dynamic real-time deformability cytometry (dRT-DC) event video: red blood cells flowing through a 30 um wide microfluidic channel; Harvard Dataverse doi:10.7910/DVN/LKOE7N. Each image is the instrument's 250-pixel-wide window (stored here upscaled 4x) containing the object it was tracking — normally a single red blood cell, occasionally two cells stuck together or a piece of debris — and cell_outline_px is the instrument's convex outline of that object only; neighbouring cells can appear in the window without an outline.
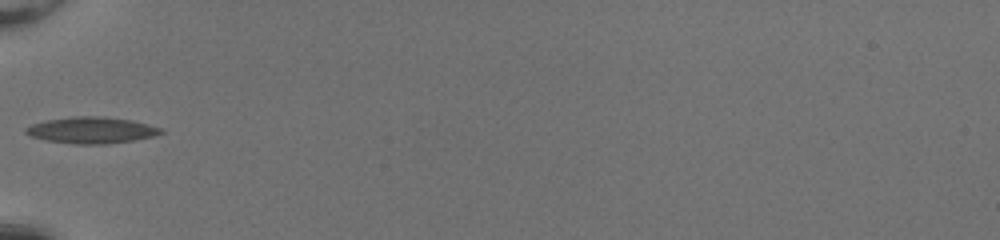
{"species": "common noctule bat (a hibernating species)", "species_latin": "Nyctalus noctula", "temperature_condition": "room temperature", "stored_images_in_passage": 30, "camera_frame_rate_fps": 3000, "um_per_image_px": 0.085, "animal": {"sex": "female", "body_mass_g": 20.0, "forearm_length_mm": 54.0}, "frame": {"image": 1, "passage_image": 1, "time_ms": 0.0, "image_size_px": [1000, 240], "cell_outline_px": [[164, 132], [156, 136], [132, 140], [104, 144], [76, 144], [48, 140], [32, 136], [24, 132], [24, 128], [32, 124], [48, 120], [72, 116], [100, 116], [132, 120], [148, 124], [160, 128]], "centroid_in_image_um": [7.79, 11.06], "position_along_channel_um": 77.2, "area_um2": 20.58}}
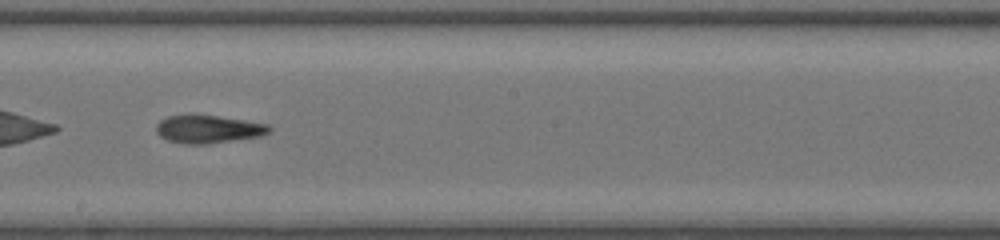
{"frame": {"image": 2, "passage_image": 12, "time_ms": 3.667, "image_size_px": [1000, 240], "cell_outline_px": [[272, 128], [268, 132], [260, 136], [208, 144], [184, 144], [168, 140], [160, 136], [156, 132], [156, 124], [160, 120], [168, 116], [188, 112], [196, 112], [268, 124]], "centroid_in_image_um": [17.64, 10.93], "position_along_channel_um": 230.6, "area_um2": 19.02}}
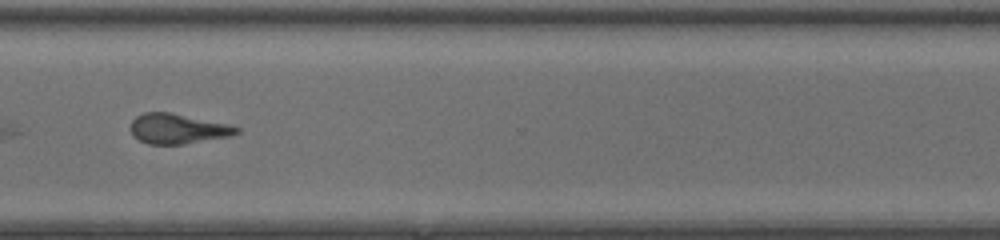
{"frame": {"image": 3, "passage_image": 21, "time_ms": 6.667, "image_size_px": [1000, 240], "cell_outline_px": [[240, 132], [228, 136], [184, 144], [148, 144], [140, 140], [132, 132], [132, 120], [136, 116], [144, 112], [172, 112], [228, 124], [240, 128]], "centroid_in_image_um": [15.12, 10.93], "position_along_channel_um": 355.5, "area_um2": 18.32}, "authors_computed_cell_mechanics": {"area_um2": 18.9584, "velocity_mm_per_s": 4.1743, "shape_relaxation_time_tau1_ms": 5.6748, "shape_relaxation_time_tau2_ms": 6.7386, "deformation_change_tau1": 0.172, "deformation_change_tau2": 0.1686}}